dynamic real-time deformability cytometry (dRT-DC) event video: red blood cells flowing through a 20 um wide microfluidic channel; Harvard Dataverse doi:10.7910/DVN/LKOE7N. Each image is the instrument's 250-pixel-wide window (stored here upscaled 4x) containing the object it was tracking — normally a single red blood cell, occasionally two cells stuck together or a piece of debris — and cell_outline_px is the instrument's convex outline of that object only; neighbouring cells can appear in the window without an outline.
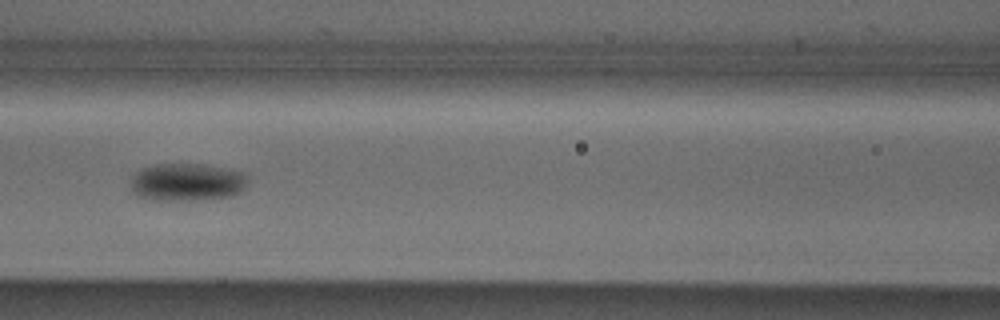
{"species": "Egyptian fruit bat (a non-hibernating species)", "species_latin": "Rousettus aegyptiacus", "temperature_condition": "cold", "stored_images_in_passage": 5, "segment_of_instrument_passage": [1, 2], "camera_frame_rate_fps": 3000, "um_per_image_px": 0.085, "animal": {"sex": "male"}, "frame": {"image": 1, "passage_image": 4, "time_ms": 3.333, "image_size_px": [1000, 320], "cell_outline_px": [[248, 188], [232, 196], [200, 200], [152, 200], [136, 196], [132, 192], [128, 184], [132, 176], [140, 168], [152, 164], [200, 164], [244, 172], [248, 176]], "centroid_in_image_um": [15.87, 15.49], "position_along_channel_um": 150.7, "area_um2": 26.41}}